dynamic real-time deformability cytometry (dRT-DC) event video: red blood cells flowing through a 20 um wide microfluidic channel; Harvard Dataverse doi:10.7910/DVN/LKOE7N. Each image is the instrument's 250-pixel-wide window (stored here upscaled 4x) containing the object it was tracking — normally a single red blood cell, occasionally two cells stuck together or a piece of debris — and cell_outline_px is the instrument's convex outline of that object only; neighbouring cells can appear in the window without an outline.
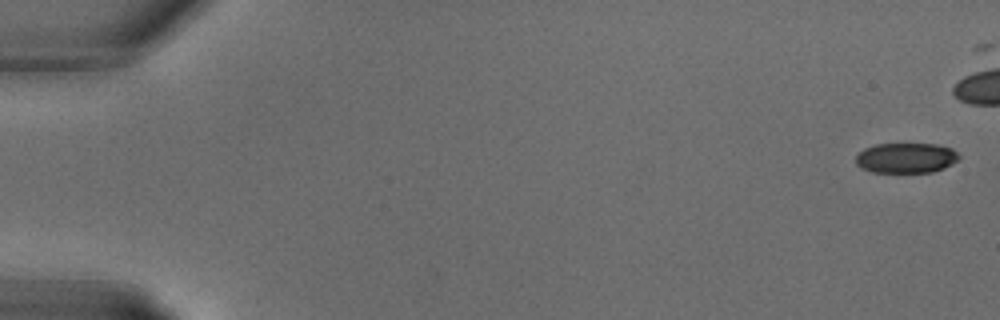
{"species": "common noctule bat (a hibernating species)", "species_latin": "Nyctalus noctula", "temperature_condition": "warm", "stored_images_in_passage": 18, "camera_frame_rate_fps": 3000, "um_per_image_px": 0.085, "animal": {"sex": "male", "body_mass_g": 18.8}, "frame": {"image": 1, "passage_image": 1, "time_ms": 0.0, "image_size_px": [1000, 320], "cell_outline_px": [[960, 156], [952, 164], [944, 168], [932, 172], [872, 172], [860, 168], [856, 164], [856, 156], [864, 148], [876, 144], [936, 144], [952, 148]], "centroid_in_image_um": [77.0, 13.42], "position_along_channel_um": 8.0, "area_um2": 18.15}}
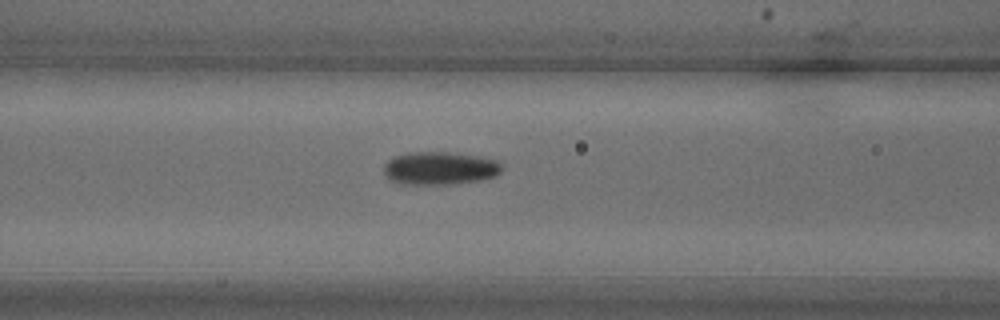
{"frame": {"image": 2, "passage_image": 13, "time_ms": 4.0, "image_size_px": [1000, 320], "cell_outline_px": [[504, 168], [496, 176], [480, 180], [448, 184], [396, 184], [388, 180], [384, 176], [384, 164], [388, 160], [396, 156], [408, 152], [448, 152], [480, 156], [496, 160]], "centroid_in_image_um": [37.35, 14.3], "position_along_channel_um": 129.2, "area_um2": 22.95}}
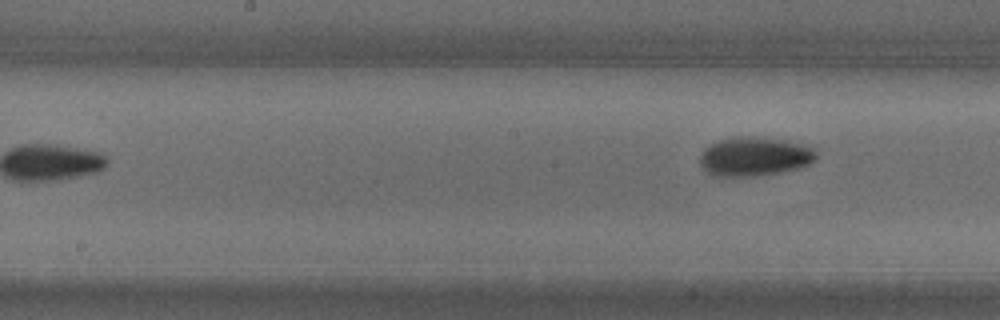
{"frame": {"image": 3, "passage_image": 18, "time_ms": 5.667, "image_size_px": [1000, 320], "cell_outline_px": [[816, 160], [808, 164], [796, 168], [780, 172], [756, 176], [712, 176], [700, 164], [700, 156], [704, 148], [720, 140], [736, 136], [744, 136], [780, 140], [804, 144], [816, 148]], "centroid_in_image_um": [64.14, 13.31], "position_along_channel_um": 184.1, "area_um2": 26.24}}